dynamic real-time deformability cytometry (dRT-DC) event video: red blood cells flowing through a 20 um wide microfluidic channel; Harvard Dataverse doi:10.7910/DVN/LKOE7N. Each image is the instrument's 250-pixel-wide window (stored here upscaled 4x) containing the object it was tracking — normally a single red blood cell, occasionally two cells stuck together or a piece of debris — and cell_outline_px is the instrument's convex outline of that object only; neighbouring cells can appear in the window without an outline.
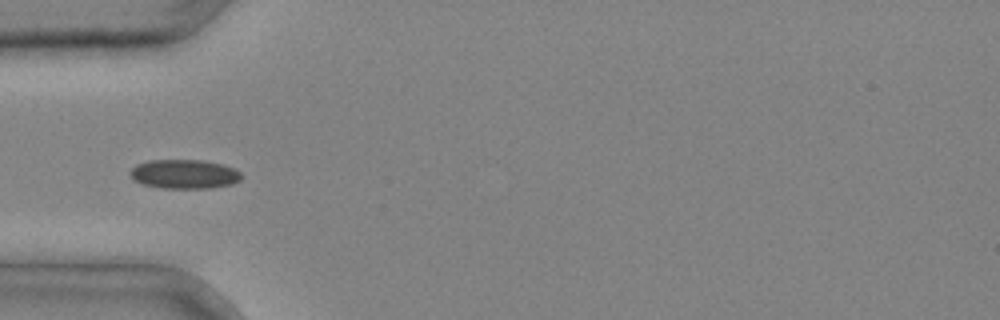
{"species": "common noctule bat (a hibernating species)", "species_latin": "Nyctalus noctula", "temperature_condition": "cold", "stored_images_in_passage": 13, "camera_frame_rate_fps": 3000, "um_per_image_px": 0.085, "animal": {"sex": "male", "body_mass_g": 20.4}, "frame": {"image": 1, "passage_image": 1, "time_ms": 0.0, "image_size_px": [1000, 320], "cell_outline_px": [[244, 176], [240, 180], [232, 184], [212, 188], [164, 188], [144, 184], [132, 180], [128, 172], [136, 164], [148, 160], [200, 160], [220, 164], [232, 168], [240, 172]], "centroid_in_image_um": [15.64, 14.8], "position_along_channel_um": 69.4, "area_um2": 18.96}}
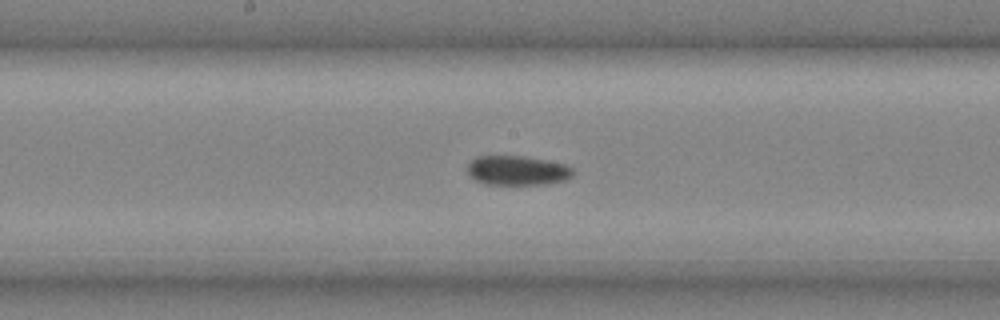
{"frame": {"image": 2, "passage_image": 9, "time_ms": 2.667, "image_size_px": [1000, 320], "cell_outline_px": [[572, 176], [564, 180], [544, 184], [484, 184], [468, 176], [468, 164], [476, 156], [528, 156], [564, 164], [572, 168]], "centroid_in_image_um": [43.94, 14.48], "position_along_channel_um": 204.3, "area_um2": 18.09}}
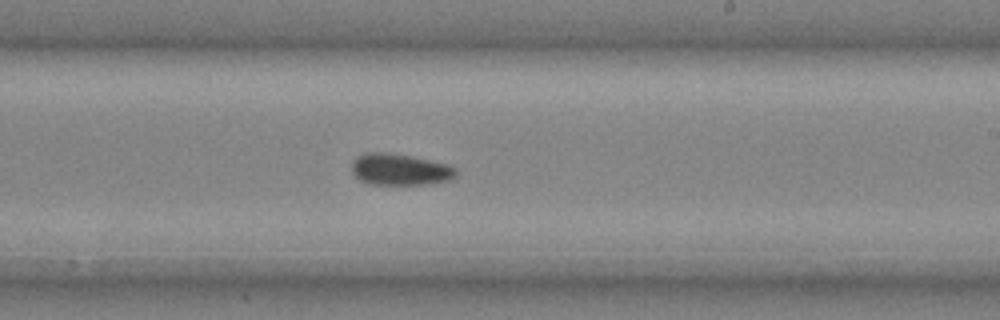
{"frame": {"image": 3, "passage_image": 12, "time_ms": 3.667, "image_size_px": [1000, 320], "cell_outline_px": [[456, 176], [448, 180], [428, 184], [368, 184], [360, 180], [352, 172], [352, 160], [356, 156], [364, 152], [388, 152], [412, 156], [452, 164], [456, 168]], "centroid_in_image_um": [33.99, 14.38], "position_along_channel_um": 255.0, "area_um2": 19.48}}